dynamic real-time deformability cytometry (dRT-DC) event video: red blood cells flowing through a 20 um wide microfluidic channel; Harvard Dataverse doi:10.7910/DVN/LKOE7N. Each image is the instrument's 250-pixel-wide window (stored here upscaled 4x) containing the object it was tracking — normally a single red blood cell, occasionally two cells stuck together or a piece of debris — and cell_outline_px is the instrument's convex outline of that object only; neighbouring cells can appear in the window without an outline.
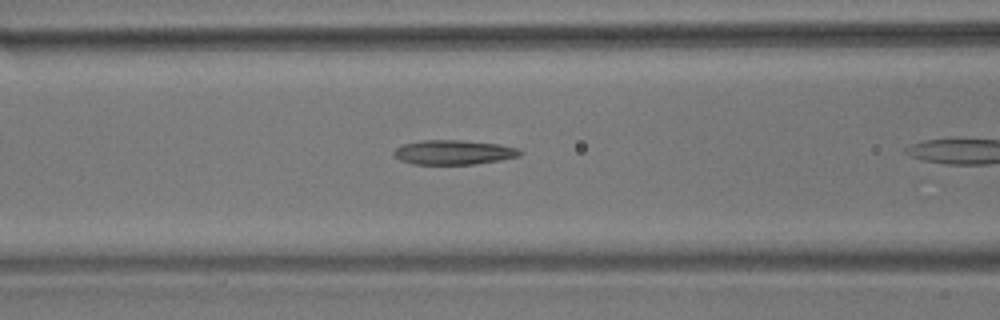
{"species": "common noctule bat (a hibernating species)", "species_latin": "Nyctalus noctula", "temperature_condition": "room temperature", "stored_images_in_passage": 4, "camera_frame_rate_fps": 3000, "um_per_image_px": 0.085, "animal": {"sex": "male", "body_mass_g": 17.9}, "frame": {"image": 1, "passage_image": 3, "time_ms": 0.667, "image_size_px": [1000, 320], "cell_outline_px": [[520, 156], [500, 160], [476, 164], [412, 164], [400, 160], [392, 152], [396, 148], [404, 144], [424, 140], [460, 140], [500, 144], [520, 148]], "centroid_in_image_um": [38.58, 12.94], "position_along_channel_um": 128.0, "area_um2": 17.98}}